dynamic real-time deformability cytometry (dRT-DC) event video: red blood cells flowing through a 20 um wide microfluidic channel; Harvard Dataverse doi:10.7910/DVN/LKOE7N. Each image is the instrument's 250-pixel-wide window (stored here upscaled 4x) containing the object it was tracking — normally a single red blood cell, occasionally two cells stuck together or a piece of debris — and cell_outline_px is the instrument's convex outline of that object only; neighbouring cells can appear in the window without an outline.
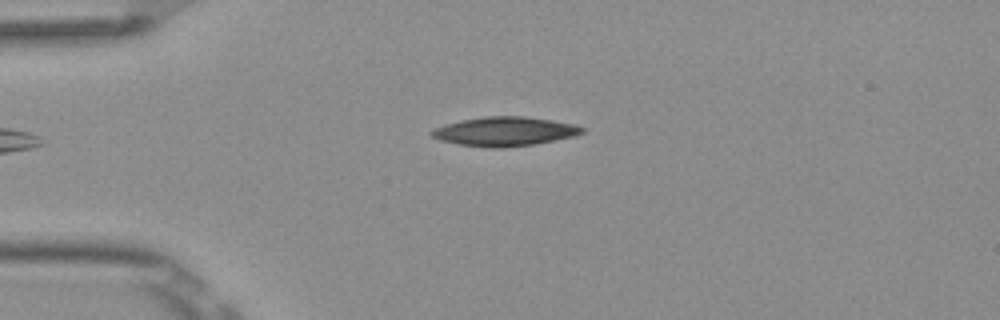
{"species": "Egyptian fruit bat (a non-hibernating species)", "species_latin": "Rousettus aegyptiacus", "temperature_condition": "room temperature", "stored_images_in_passage": 3, "camera_frame_rate_fps": 3000, "um_per_image_px": 0.085, "frame": {"image": 1, "passage_image": 2, "time_ms": 0.333, "image_size_px": [1000, 320], "cell_outline_px": [[584, 132], [576, 136], [556, 140], [532, 144], [504, 148], [488, 148], [460, 144], [440, 140], [432, 136], [428, 132], [436, 128], [460, 120], [484, 116], [524, 116], [552, 120], [576, 124], [584, 128]], "centroid_in_image_um": [42.93, 11.17], "position_along_channel_um": 42.1, "area_um2": 25.55}}